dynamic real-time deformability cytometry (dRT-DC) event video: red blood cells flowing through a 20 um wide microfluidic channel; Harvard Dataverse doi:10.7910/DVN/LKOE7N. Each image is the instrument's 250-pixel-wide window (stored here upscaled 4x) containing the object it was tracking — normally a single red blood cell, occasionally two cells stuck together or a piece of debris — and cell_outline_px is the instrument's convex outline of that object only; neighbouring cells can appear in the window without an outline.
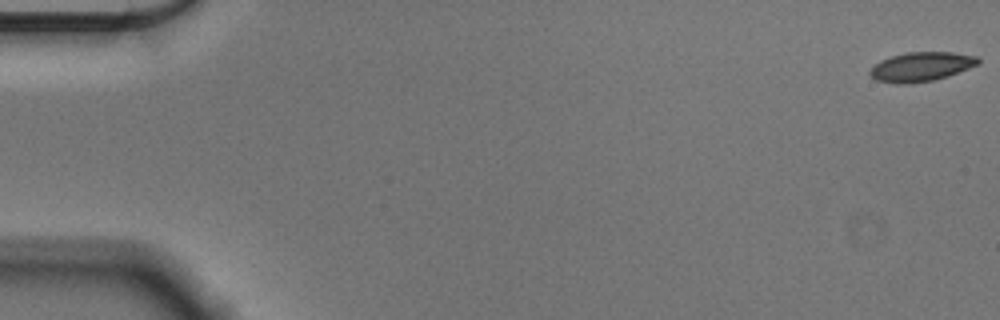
{"species": "Egyptian fruit bat (a non-hibernating species)", "species_latin": "Rousettus aegyptiacus", "temperature_condition": "cold", "stored_images_in_passage": 57, "camera_frame_rate_fps": 3000, "um_per_image_px": 0.085, "animal": {"sex": "male"}, "frame": {"image": 1, "passage_image": 1, "time_ms": 0.0, "image_size_px": [1000, 320], "cell_outline_px": [[980, 64], [948, 76], [932, 80], [908, 84], [896, 84], [876, 80], [868, 72], [880, 60], [904, 52], [952, 52], [976, 56], [980, 60]], "centroid_in_image_um": [78.31, 5.67], "position_along_channel_um": 6.7, "area_um2": 18.44}}
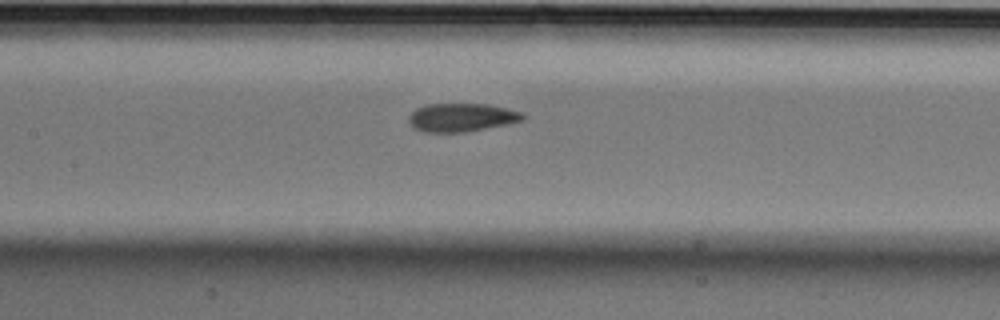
{"frame": {"image": 2, "passage_image": 27, "time_ms": 8.667, "image_size_px": [1000, 320], "cell_outline_px": [[524, 120], [508, 124], [464, 132], [424, 132], [412, 128], [408, 120], [408, 116], [416, 108], [428, 104], [488, 104], [524, 112]], "centroid_in_image_um": [39.22, 9.98], "position_along_channel_um": 168.2, "area_um2": 18.96}}
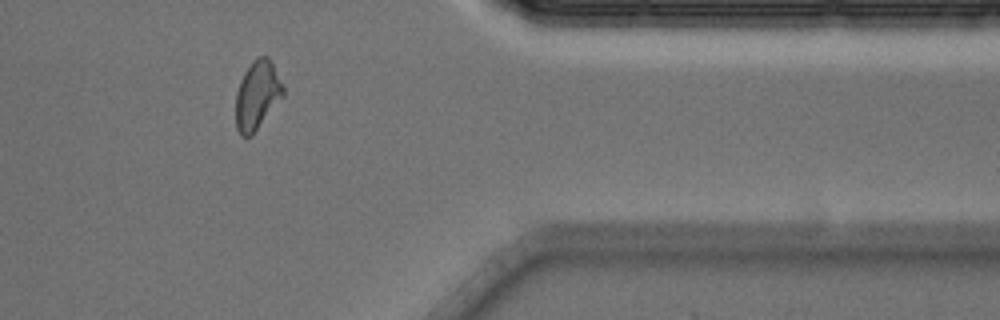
{"frame": {"image": 3, "passage_image": 47, "time_ms": 15.333, "image_size_px": [1000, 320], "cell_outline_px": [[284, 96], [252, 136], [240, 136], [236, 128], [236, 92], [240, 80], [244, 72], [252, 60], [260, 56], [268, 56], [284, 88]], "centroid_in_image_um": [21.85, 8.11], "position_along_channel_um": 389.5, "area_um2": 19.02}, "authors_computed_cell_mechanics": {"area_um2": 18.9584, "velocity_mm_per_s": 3.5783, "shape_relaxation_time_tau1_ms": 3.0125, "shape_relaxation_time_tau2_ms": 2.1151, "deformation_change_tau1": 0.1191, "deformation_change_tau2": 0.0759}}